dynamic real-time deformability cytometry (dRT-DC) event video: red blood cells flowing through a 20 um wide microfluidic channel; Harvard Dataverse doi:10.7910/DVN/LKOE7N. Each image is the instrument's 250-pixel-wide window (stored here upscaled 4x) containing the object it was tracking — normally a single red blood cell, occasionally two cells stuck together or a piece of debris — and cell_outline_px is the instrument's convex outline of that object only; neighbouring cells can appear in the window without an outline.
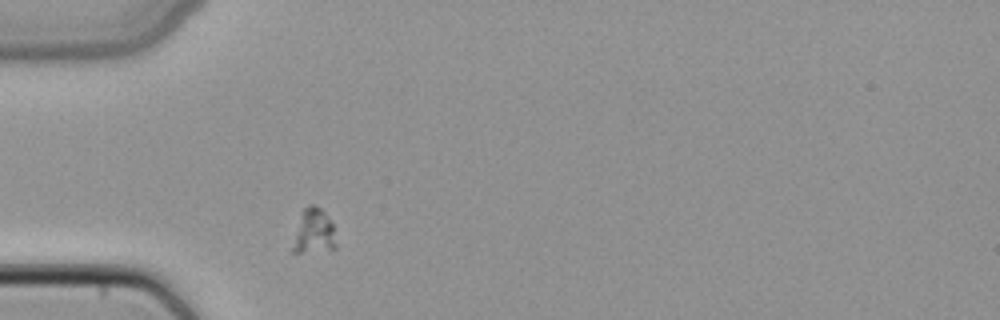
{"species": "common noctule bat (a hibernating species)", "species_latin": "Nyctalus noctula", "temperature_condition": "cold", "stored_images_in_passage": 1, "camera_frame_rate_fps": 3000, "um_per_image_px": 0.085, "animal": {"sex": "female", "body_mass_g": 22.7, "forearm_length_mm": 54.2}, "frame": {"image": 1, "passage_image": 1, "time_ms": 0.0, "image_size_px": [1000, 320], "cell_outline_px": [[336, 248], [300, 252], [288, 252], [300, 212], [308, 204], [312, 204], [320, 208], [324, 212], [332, 224], [336, 244]], "centroid_in_image_um": [26.58, 19.67], "position_along_channel_um": 58.4, "area_um2": 11.5}}